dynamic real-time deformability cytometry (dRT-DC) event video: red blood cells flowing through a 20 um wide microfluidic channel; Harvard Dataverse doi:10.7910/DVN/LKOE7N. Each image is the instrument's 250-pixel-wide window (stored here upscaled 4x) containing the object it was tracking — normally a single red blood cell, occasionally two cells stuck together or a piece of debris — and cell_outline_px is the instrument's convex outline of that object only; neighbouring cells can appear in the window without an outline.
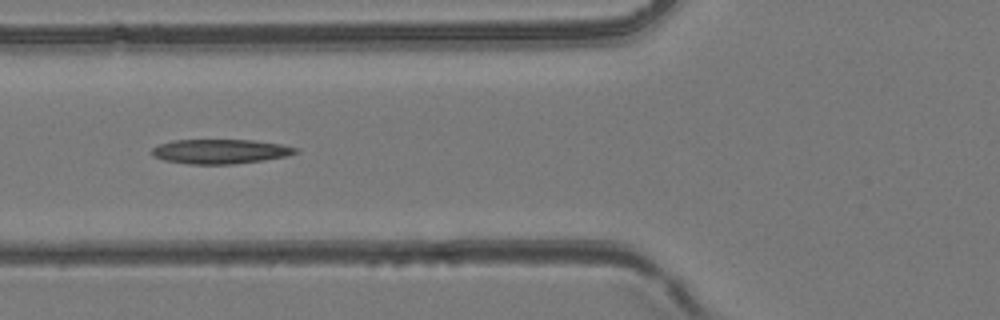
{"species": "common noctule bat (a hibernating species)", "species_latin": "Nyctalus noctula", "temperature_condition": "room temperature", "stored_images_in_passage": 34, "camera_frame_rate_fps": 3000, "um_per_image_px": 0.085, "animal": {"sex": "female", "body_mass_g": 24.6, "forearm_length_mm": 56.2}, "frame": {"image": 1, "passage_image": 10, "time_ms": 3.0, "image_size_px": [1000, 320], "cell_outline_px": [[300, 152], [288, 156], [264, 160], [232, 164], [188, 164], [164, 160], [152, 156], [152, 148], [160, 144], [172, 140], [252, 140], [280, 144], [300, 148]], "centroid_in_image_um": [18.76, 12.87], "position_along_channel_um": 107.0, "area_um2": 20.63}}
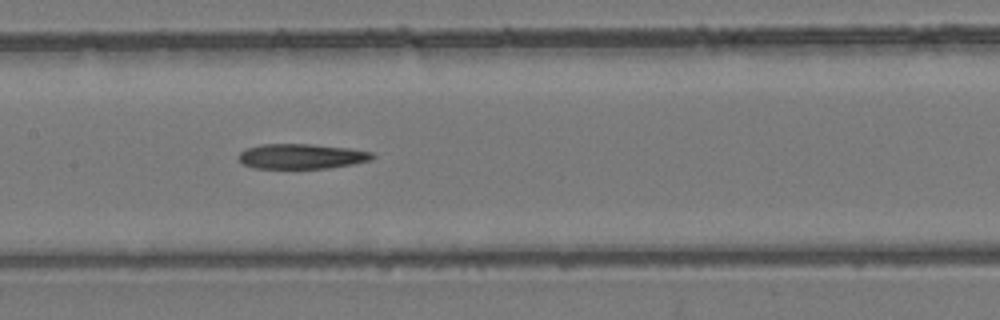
{"frame": {"image": 2, "passage_image": 15, "time_ms": 4.667, "image_size_px": [1000, 320], "cell_outline_px": [[376, 156], [372, 160], [352, 164], [328, 168], [256, 168], [244, 164], [236, 156], [240, 152], [248, 148], [260, 144], [312, 144], [348, 148], [372, 152]], "centroid_in_image_um": [25.64, 13.28], "position_along_channel_um": 181.8, "area_um2": 19.48}}
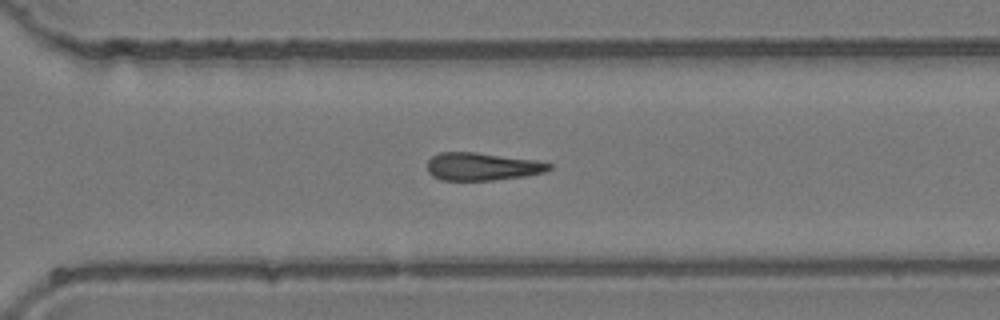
{"frame": {"image": 3, "passage_image": 25, "time_ms": 8.0, "image_size_px": [1000, 320], "cell_outline_px": [[552, 168], [544, 172], [524, 176], [492, 180], [440, 180], [432, 176], [428, 172], [428, 160], [432, 156], [440, 152], [476, 152], [536, 160], [552, 164]], "centroid_in_image_um": [40.97, 14.15], "position_along_channel_um": 329.6, "area_um2": 19.71}}